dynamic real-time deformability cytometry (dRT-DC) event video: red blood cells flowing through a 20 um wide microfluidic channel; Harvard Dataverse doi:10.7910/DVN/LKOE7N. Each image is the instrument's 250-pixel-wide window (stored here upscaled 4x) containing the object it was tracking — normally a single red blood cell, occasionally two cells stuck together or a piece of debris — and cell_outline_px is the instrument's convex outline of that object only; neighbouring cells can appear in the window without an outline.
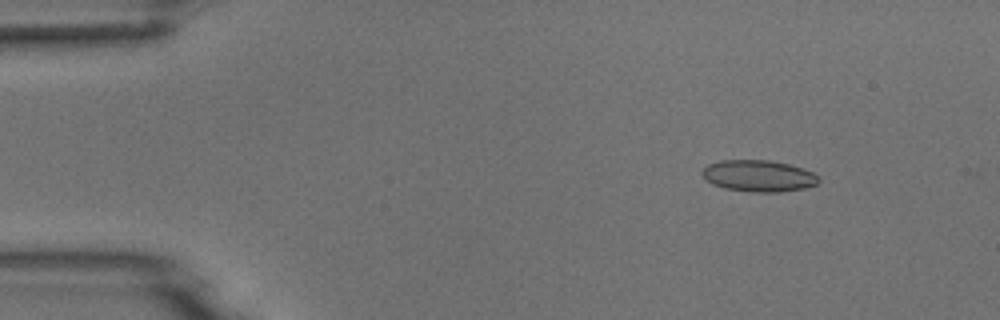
{"species": "common noctule bat (a hibernating species)", "species_latin": "Nyctalus noctula", "temperature_condition": "room temperature", "stored_images_in_passage": 49, "camera_frame_rate_fps": 3000, "um_per_image_px": 0.085, "animal": {"sex": "male", "body_mass_g": 18.8}, "frame": {"image": 1, "passage_image": 6, "time_ms": 1.667, "image_size_px": [1000, 320], "cell_outline_px": [[820, 180], [816, 184], [804, 188], [780, 192], [752, 192], [724, 188], [712, 184], [704, 180], [700, 172], [708, 164], [720, 160], [768, 160], [788, 164], [812, 172], [820, 176]], "centroid_in_image_um": [64.44, 14.95], "position_along_channel_um": 20.6, "area_um2": 21.5}}
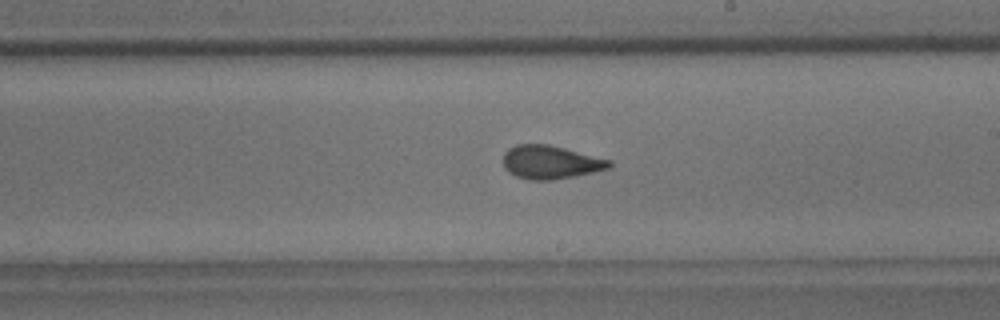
{"frame": {"image": 2, "passage_image": 30, "time_ms": 9.667, "image_size_px": [1000, 320], "cell_outline_px": [[612, 164], [608, 168], [576, 176], [552, 180], [528, 180], [516, 176], [508, 172], [504, 168], [504, 152], [508, 148], [516, 144], [548, 144], [612, 160]], "centroid_in_image_um": [46.77, 13.79], "position_along_channel_um": 242.2, "area_um2": 20.69}}
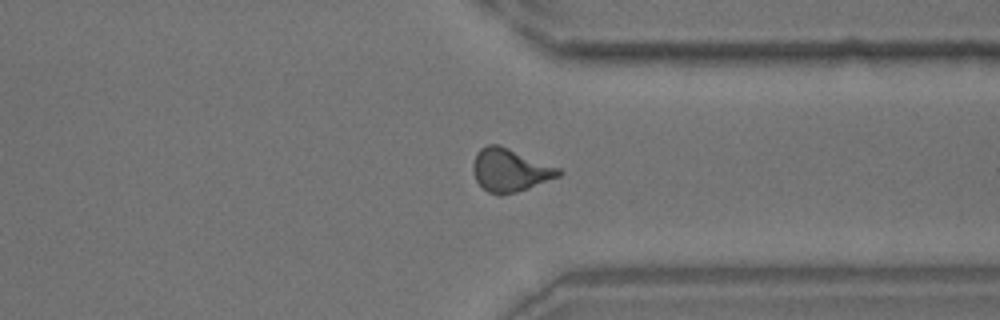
{"frame": {"image": 3, "passage_image": 40, "time_ms": 13.0, "image_size_px": [1000, 320], "cell_outline_px": [[564, 172], [560, 176], [528, 188], [516, 192], [500, 196], [488, 192], [476, 180], [472, 168], [472, 164], [476, 152], [480, 148], [488, 144], [500, 144], [560, 168]], "centroid_in_image_um": [43.35, 14.45], "position_along_channel_um": 368.1, "area_um2": 21.62}}